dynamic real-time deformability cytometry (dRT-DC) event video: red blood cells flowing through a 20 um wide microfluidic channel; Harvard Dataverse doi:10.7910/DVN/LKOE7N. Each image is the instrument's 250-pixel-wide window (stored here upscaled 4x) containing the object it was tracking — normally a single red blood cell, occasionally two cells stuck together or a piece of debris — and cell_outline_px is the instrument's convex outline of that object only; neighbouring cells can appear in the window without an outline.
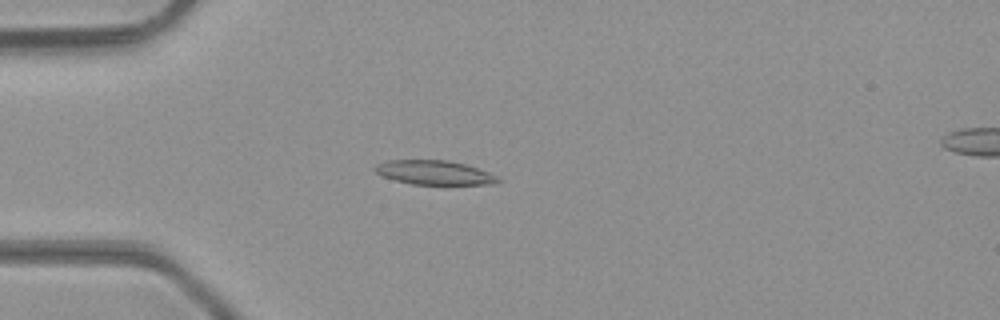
{"species": "common noctule bat (a hibernating species)", "species_latin": "Nyctalus noctula", "temperature_condition": "room temperature", "stored_images_in_passage": 37, "camera_frame_rate_fps": 3000, "um_per_image_px": 0.085, "animal": {"sex": "male", "body_mass_g": 23.1, "forearm_length_mm": 52.7}, "frame": {"image": 1, "passage_image": 3, "time_ms": 0.667, "image_size_px": [1000, 320], "cell_outline_px": [[504, 180], [500, 184], [412, 184], [396, 180], [384, 176], [376, 172], [372, 168], [376, 164], [388, 160], [448, 160], [464, 164], [500, 176]], "centroid_in_image_um": [36.98, 14.67], "position_along_channel_um": 48.0, "area_um2": 17.4}}
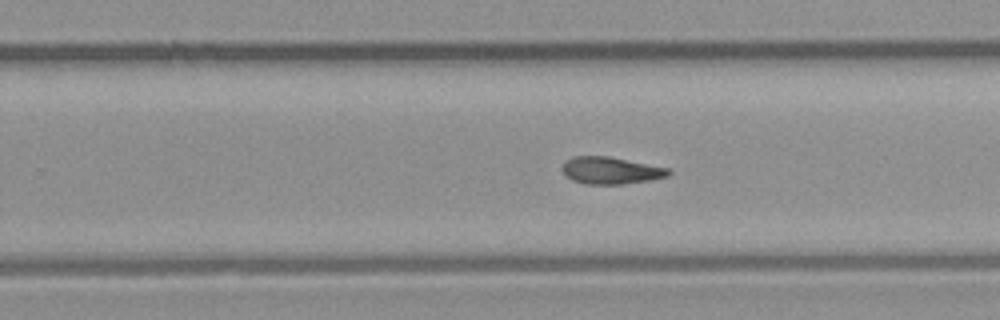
{"frame": {"image": 2, "passage_image": 20, "time_ms": 6.333, "image_size_px": [1000, 320], "cell_outline_px": [[672, 172], [668, 176], [648, 180], [624, 184], [584, 184], [572, 180], [560, 168], [564, 160], [572, 156], [608, 156], [668, 168]], "centroid_in_image_um": [51.87, 14.48], "position_along_channel_um": 277.9, "area_um2": 16.76}}
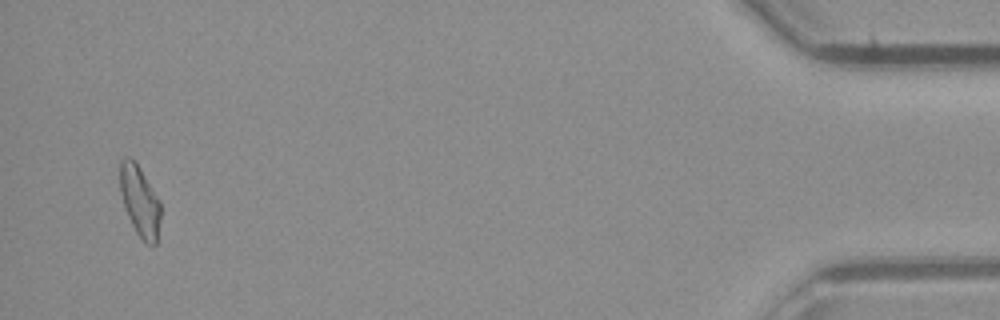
{"frame": {"image": 3, "passage_image": 36, "time_ms": 11.667, "image_size_px": [1000, 320], "cell_outline_px": [[160, 216], [156, 244], [152, 248], [136, 232], [128, 216], [120, 192], [120, 160], [124, 156], [128, 156], [140, 168], [160, 200]], "centroid_in_image_um": [11.88, 17.08], "position_along_channel_um": 423.3, "area_um2": 16.53}}